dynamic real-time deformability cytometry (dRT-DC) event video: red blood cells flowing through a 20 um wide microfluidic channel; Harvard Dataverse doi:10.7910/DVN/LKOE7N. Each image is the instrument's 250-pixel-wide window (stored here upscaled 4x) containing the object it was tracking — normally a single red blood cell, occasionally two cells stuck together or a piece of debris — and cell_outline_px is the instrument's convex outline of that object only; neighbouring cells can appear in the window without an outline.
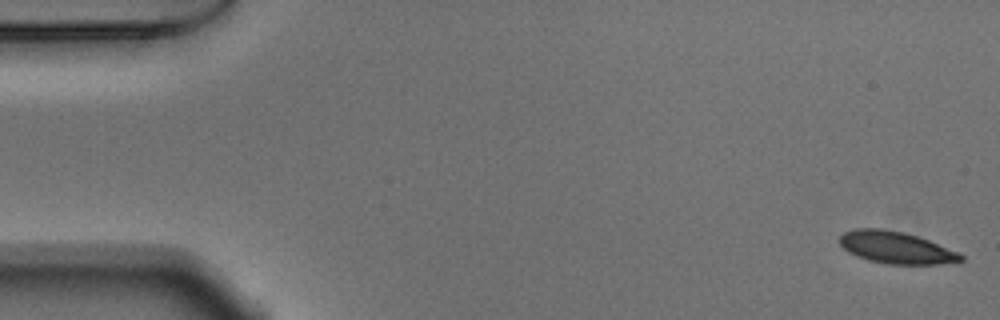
{"species": "Egyptian fruit bat (a non-hibernating species)", "species_latin": "Rousettus aegyptiacus", "temperature_condition": "warm", "stored_images_in_passage": 53, "camera_frame_rate_fps": 3000, "um_per_image_px": 0.085, "animal": {"sex": "male"}, "frame": {"image": 1, "passage_image": 1, "time_ms": 0.0, "image_size_px": [1000, 320], "cell_outline_px": [[964, 260], [936, 264], [888, 264], [868, 260], [856, 256], [848, 252], [840, 244], [840, 236], [844, 232], [852, 228], [880, 228], [904, 232], [928, 240], [956, 252], [964, 256]], "centroid_in_image_um": [76.1, 21.03], "position_along_channel_um": 8.9, "area_um2": 22.37}}
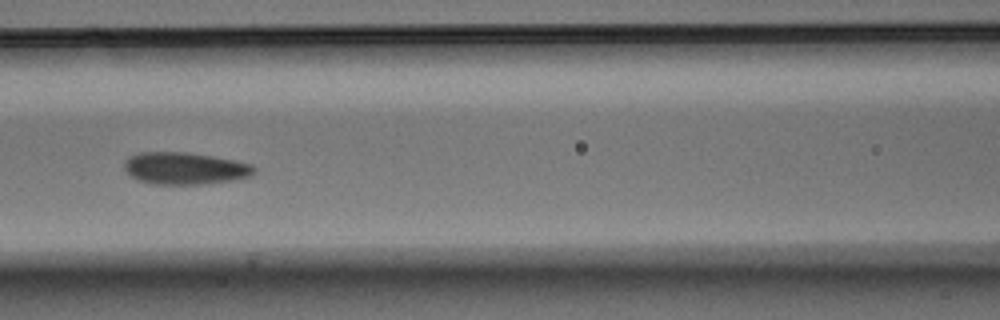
{"frame": {"image": 2, "passage_image": 23, "time_ms": 7.333, "image_size_px": [1000, 320], "cell_outline_px": [[256, 172], [252, 176], [236, 180], [204, 184], [152, 184], [140, 180], [132, 176], [124, 168], [124, 160], [128, 156], [140, 152], [184, 152], [212, 156], [236, 160], [252, 164], [256, 168]], "centroid_in_image_um": [15.76, 14.31], "position_along_channel_um": 150.8, "area_um2": 24.51}}
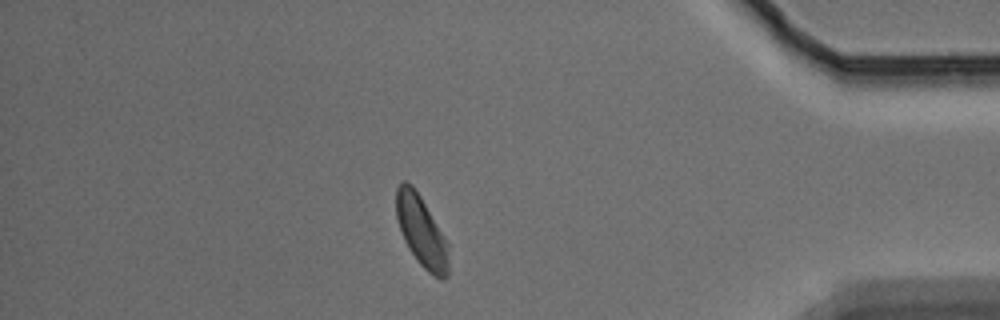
{"frame": {"image": 3, "passage_image": 46, "time_ms": 15.0, "image_size_px": [1000, 320], "cell_outline_px": [[448, 276], [444, 280], [440, 280], [432, 276], [420, 264], [408, 248], [404, 240], [396, 220], [396, 188], [404, 180], [412, 184], [420, 196], [444, 236], [448, 244]], "centroid_in_image_um": [35.81, 19.69], "position_along_channel_um": 399.4, "area_um2": 21.62}, "authors_computed_cell_mechanics": {"area_um2": 23.3512, "velocity_mm_per_s": 3.7379, "shape_relaxation_time_tau1_ms": 2.8392, "shape_relaxation_time_tau2_ms": 3.0628, "deformation_change_tau1": 0.1008, "deformation_change_tau2": 0.0744}}